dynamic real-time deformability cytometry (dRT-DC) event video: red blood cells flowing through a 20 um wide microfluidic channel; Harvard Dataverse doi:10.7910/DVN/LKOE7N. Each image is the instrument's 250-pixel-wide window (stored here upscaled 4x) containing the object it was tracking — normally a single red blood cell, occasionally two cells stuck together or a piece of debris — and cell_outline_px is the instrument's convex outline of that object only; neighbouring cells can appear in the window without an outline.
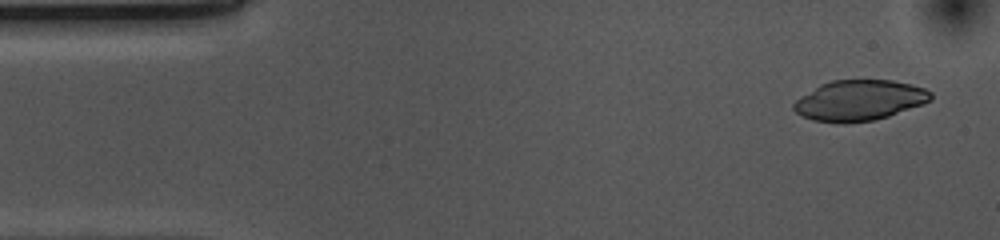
{"species": "common noctule bat (a hibernating species)", "species_latin": "Nyctalus noctula", "temperature_condition": "cold", "stored_images_in_passage": 51, "camera_frame_rate_fps": 3000, "um_per_image_px": 0.085, "animal": {"sex": "female", "body_mass_g": 10.0, "forearm_length_mm": 53.1}, "frame": {"image": 1, "passage_image": 2, "time_ms": 0.333, "image_size_px": [1000, 240], "cell_outline_px": [[932, 100], [888, 116], [872, 120], [844, 124], [840, 124], [812, 120], [796, 112], [792, 108], [792, 104], [796, 100], [820, 84], [832, 80], [892, 80], [912, 84], [924, 88], [932, 92]], "centroid_in_image_um": [73.03, 8.53], "position_along_channel_um": 12.0, "area_um2": 32.31}}